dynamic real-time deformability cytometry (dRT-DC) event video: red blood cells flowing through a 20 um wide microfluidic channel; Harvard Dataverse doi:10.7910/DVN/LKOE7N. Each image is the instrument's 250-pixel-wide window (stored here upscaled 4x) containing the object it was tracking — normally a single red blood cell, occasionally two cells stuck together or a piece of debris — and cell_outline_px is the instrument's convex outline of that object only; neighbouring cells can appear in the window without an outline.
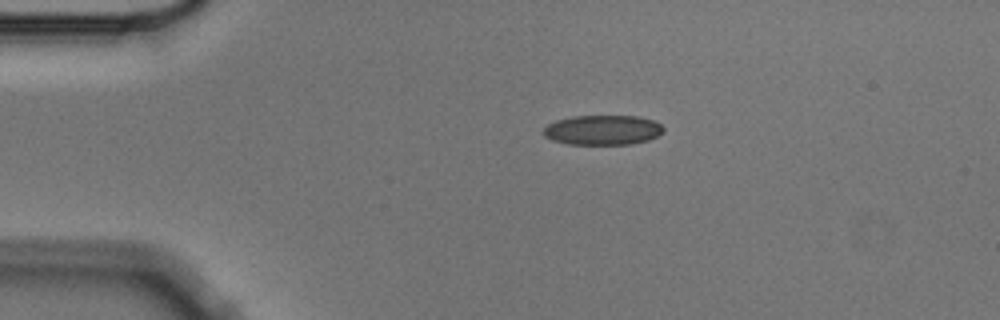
{"species": "Egyptian fruit bat (a non-hibernating species)", "species_latin": "Rousettus aegyptiacus", "temperature_condition": "cold", "stored_images_in_passage": 4, "camera_frame_rate_fps": 3000, "um_per_image_px": 0.085, "animal": {"sex": "male"}, "frame": {"image": 1, "passage_image": 4, "time_ms": 1.0, "image_size_px": [1000, 320], "cell_outline_px": [[664, 132], [648, 140], [632, 144], [568, 144], [552, 140], [544, 136], [544, 128], [548, 124], [556, 120], [572, 116], [636, 116], [656, 120], [664, 128]], "centroid_in_image_um": [51.25, 11.05], "position_along_channel_um": 33.8, "area_um2": 20.92}}